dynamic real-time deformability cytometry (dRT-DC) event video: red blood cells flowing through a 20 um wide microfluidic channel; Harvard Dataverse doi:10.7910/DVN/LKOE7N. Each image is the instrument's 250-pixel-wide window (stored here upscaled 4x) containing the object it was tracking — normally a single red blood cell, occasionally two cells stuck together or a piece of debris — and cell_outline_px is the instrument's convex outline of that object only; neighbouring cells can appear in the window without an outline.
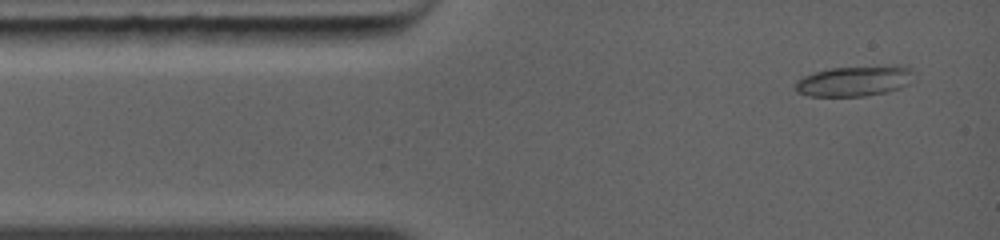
{"species": "common noctule bat (a hibernating species)", "species_latin": "Nyctalus noctula", "temperature_condition": "warm", "stored_images_in_passage": 16, "camera_frame_rate_fps": 5000, "um_per_image_px": 0.085, "animal": {"sex": "female", "body_mass_g": 19.0, "forearm_length_mm": 56.7}, "frame": {"image": 1, "passage_image": 1, "time_ms": 0.0, "image_size_px": [1000, 240], "cell_outline_px": [[916, 72], [908, 84], [900, 88], [884, 92], [864, 96], [808, 96], [796, 92], [796, 80], [804, 76], [816, 72], [832, 68], [896, 64], [912, 68]], "centroid_in_image_um": [72.68, 6.86], "position_along_channel_um": 12.3, "area_um2": 21.27}}
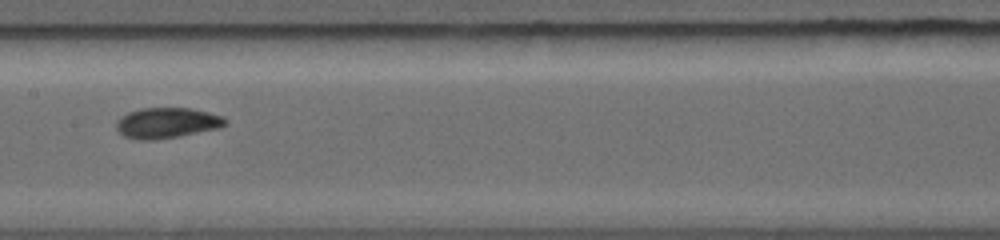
{"frame": {"image": 2, "passage_image": 7, "time_ms": 5.0, "image_size_px": [1000, 240], "cell_outline_px": [[228, 124], [220, 128], [176, 136], [148, 140], [140, 140], [124, 136], [116, 128], [116, 120], [120, 116], [128, 112], [140, 108], [192, 108], [224, 116], [228, 120]], "centroid_in_image_um": [14.2, 10.43], "position_along_channel_um": 193.2, "area_um2": 19.42}}
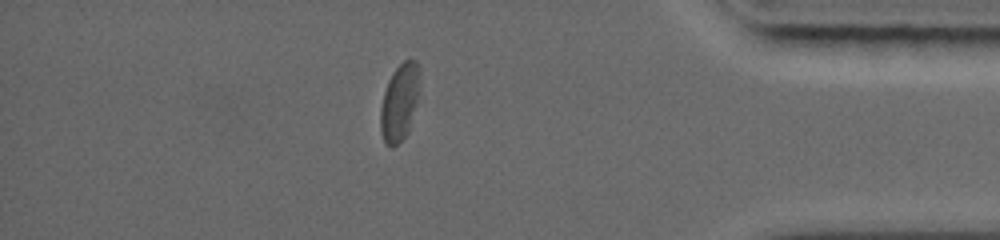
{"frame": {"image": 3, "passage_image": 13, "time_ms": 10.2, "image_size_px": [1000, 240], "cell_outline_px": [[420, 72], [416, 100], [408, 132], [392, 148], [384, 144], [380, 128], [380, 108], [384, 92], [388, 80], [392, 72], [404, 60], [416, 60], [420, 64]], "centroid_in_image_um": [33.94, 8.67], "position_along_channel_um": 401.3, "area_um2": 17.46}}